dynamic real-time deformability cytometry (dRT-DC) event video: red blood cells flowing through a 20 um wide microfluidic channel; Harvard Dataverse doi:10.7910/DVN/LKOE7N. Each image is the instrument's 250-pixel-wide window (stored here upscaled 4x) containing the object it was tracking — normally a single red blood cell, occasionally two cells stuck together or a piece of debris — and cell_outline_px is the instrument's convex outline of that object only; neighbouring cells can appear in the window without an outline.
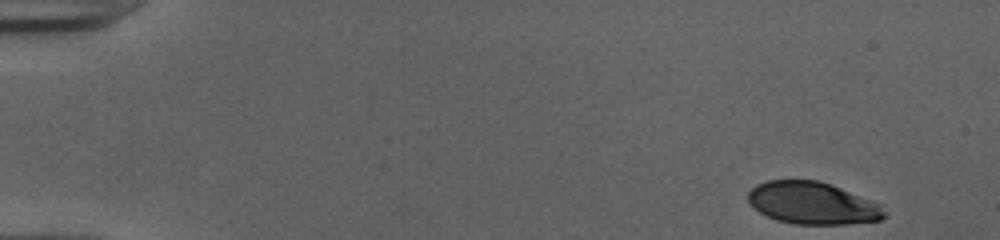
{"species": "human", "species_latin": "Homo sapiens", "temperature_condition": "cold", "stored_images_in_passage": 49, "camera_frame_rate_fps": 3000, "um_per_image_px": 0.085, "donor": {"sex": "female"}, "frame": {"image": 1, "passage_image": 1, "time_ms": 0.0, "image_size_px": [1000, 240], "cell_outline_px": [[888, 216], [880, 220], [848, 224], [792, 224], [776, 220], [760, 212], [748, 200], [748, 192], [756, 184], [768, 180], [820, 180], [832, 184], [880, 204]], "centroid_in_image_um": [69.08, 17.26], "position_along_channel_um": 15.9, "area_um2": 33.58}}
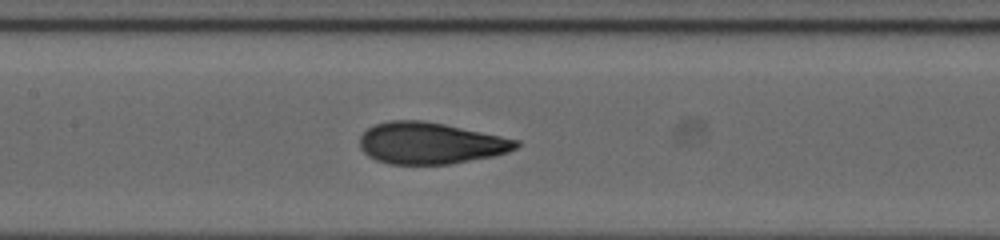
{"frame": {"image": 2, "passage_image": 23, "time_ms": 7.333, "image_size_px": [1000, 240], "cell_outline_px": [[520, 144], [516, 148], [508, 152], [492, 156], [448, 164], [388, 164], [376, 160], [368, 156], [360, 148], [360, 136], [368, 128], [376, 124], [392, 120], [424, 120], [444, 124], [520, 140]], "centroid_in_image_um": [36.57, 12.17], "position_along_channel_um": 170.8, "area_um2": 37.74}}
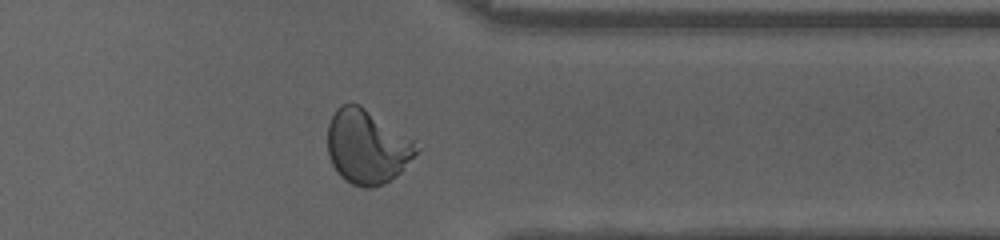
{"frame": {"image": 3, "passage_image": 39, "time_ms": 12.667, "image_size_px": [1000, 240], "cell_outline_px": [[420, 148], [400, 172], [396, 176], [384, 184], [372, 188], [364, 188], [352, 184], [344, 180], [336, 172], [328, 156], [328, 124], [336, 108], [340, 104], [360, 104], [412, 140]], "centroid_in_image_um": [31.16, 12.49], "position_along_channel_um": 380.2, "area_um2": 38.09}, "authors_computed_cell_mechanics": {"area_um2": 37.2232, "velocity_mm_per_s": 4.0003, "shape_relaxation_time_tau1_ms": 5.7127, "shape_relaxation_time_tau2_ms": 0.7741, "deformation_change_tau1": 0.2258, "deformation_change_tau2": 0.0681}}